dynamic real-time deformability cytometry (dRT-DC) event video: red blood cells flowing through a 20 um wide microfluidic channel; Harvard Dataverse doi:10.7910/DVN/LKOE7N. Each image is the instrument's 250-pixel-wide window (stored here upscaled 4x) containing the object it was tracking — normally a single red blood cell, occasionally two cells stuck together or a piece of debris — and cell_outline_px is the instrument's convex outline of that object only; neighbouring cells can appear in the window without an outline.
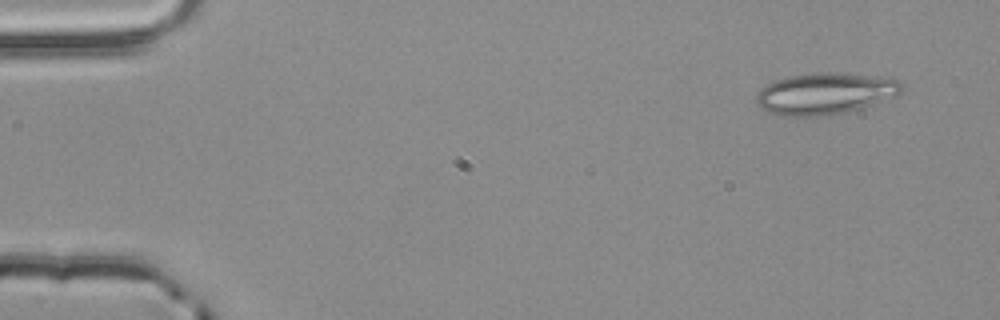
{"species": "common noctule bat (a hibernating species)", "species_latin": "Nyctalus noctula", "temperature_condition": "room temperature", "stored_images_in_passage": 4, "camera_frame_rate_fps": 3000, "um_per_image_px": 0.085, "animal": {"sex": "male", "body_mass_g": 20.4}, "frame": {"image": 1, "passage_image": 1, "time_ms": 0.0, "image_size_px": [1000, 320], "cell_outline_px": [[904, 92], [896, 96], [860, 108], [844, 112], [824, 116], [784, 116], [768, 112], [756, 104], [756, 92], [760, 88], [776, 80], [788, 76], [816, 72], [832, 72], [904, 80]], "centroid_in_image_um": [70.14, 7.95], "position_along_channel_um": 14.9, "area_um2": 35.32}}